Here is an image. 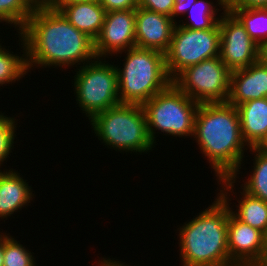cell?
I'll list each match as a JSON object with an SVG mask.
<instances>
[{"mask_svg":"<svg viewBox=\"0 0 267 266\" xmlns=\"http://www.w3.org/2000/svg\"><path fill=\"white\" fill-rule=\"evenodd\" d=\"M26 45L28 69L71 67L97 58L94 40L74 27L58 10L35 7L19 32Z\"/></svg>","mask_w":267,"mask_h":266,"instance_id":"cell-1","label":"cell"},{"mask_svg":"<svg viewBox=\"0 0 267 266\" xmlns=\"http://www.w3.org/2000/svg\"><path fill=\"white\" fill-rule=\"evenodd\" d=\"M6 234L4 233L3 266H37L32 253L19 241Z\"/></svg>","mask_w":267,"mask_h":266,"instance_id":"cell-24","label":"cell"},{"mask_svg":"<svg viewBox=\"0 0 267 266\" xmlns=\"http://www.w3.org/2000/svg\"><path fill=\"white\" fill-rule=\"evenodd\" d=\"M219 22L211 29L192 30L176 24L165 53L166 69L173 80L185 68L219 56Z\"/></svg>","mask_w":267,"mask_h":266,"instance_id":"cell-9","label":"cell"},{"mask_svg":"<svg viewBox=\"0 0 267 266\" xmlns=\"http://www.w3.org/2000/svg\"><path fill=\"white\" fill-rule=\"evenodd\" d=\"M225 8H267V0H225Z\"/></svg>","mask_w":267,"mask_h":266,"instance_id":"cell-28","label":"cell"},{"mask_svg":"<svg viewBox=\"0 0 267 266\" xmlns=\"http://www.w3.org/2000/svg\"><path fill=\"white\" fill-rule=\"evenodd\" d=\"M234 183L232 178L218 180L222 189L211 206L178 228L182 266H235L229 259L227 245L229 205L232 204L229 194L235 189Z\"/></svg>","mask_w":267,"mask_h":266,"instance_id":"cell-3","label":"cell"},{"mask_svg":"<svg viewBox=\"0 0 267 266\" xmlns=\"http://www.w3.org/2000/svg\"><path fill=\"white\" fill-rule=\"evenodd\" d=\"M260 59L267 64V42L260 49Z\"/></svg>","mask_w":267,"mask_h":266,"instance_id":"cell-34","label":"cell"},{"mask_svg":"<svg viewBox=\"0 0 267 266\" xmlns=\"http://www.w3.org/2000/svg\"><path fill=\"white\" fill-rule=\"evenodd\" d=\"M106 12L113 10H130L138 7L137 0H99Z\"/></svg>","mask_w":267,"mask_h":266,"instance_id":"cell-27","label":"cell"},{"mask_svg":"<svg viewBox=\"0 0 267 266\" xmlns=\"http://www.w3.org/2000/svg\"><path fill=\"white\" fill-rule=\"evenodd\" d=\"M124 52V68L117 66L120 103L143 105L172 83L164 53L136 46Z\"/></svg>","mask_w":267,"mask_h":266,"instance_id":"cell-4","label":"cell"},{"mask_svg":"<svg viewBox=\"0 0 267 266\" xmlns=\"http://www.w3.org/2000/svg\"><path fill=\"white\" fill-rule=\"evenodd\" d=\"M135 16L136 9L106 12L101 32L94 40L97 58L122 55V52L136 46Z\"/></svg>","mask_w":267,"mask_h":266,"instance_id":"cell-12","label":"cell"},{"mask_svg":"<svg viewBox=\"0 0 267 266\" xmlns=\"http://www.w3.org/2000/svg\"><path fill=\"white\" fill-rule=\"evenodd\" d=\"M58 11L79 31L95 40L104 24L106 10L99 0L62 5Z\"/></svg>","mask_w":267,"mask_h":266,"instance_id":"cell-17","label":"cell"},{"mask_svg":"<svg viewBox=\"0 0 267 266\" xmlns=\"http://www.w3.org/2000/svg\"><path fill=\"white\" fill-rule=\"evenodd\" d=\"M174 0H139L138 7L171 17Z\"/></svg>","mask_w":267,"mask_h":266,"instance_id":"cell-26","label":"cell"},{"mask_svg":"<svg viewBox=\"0 0 267 266\" xmlns=\"http://www.w3.org/2000/svg\"><path fill=\"white\" fill-rule=\"evenodd\" d=\"M241 135L248 147H258L267 136V97L237 106Z\"/></svg>","mask_w":267,"mask_h":266,"instance_id":"cell-16","label":"cell"},{"mask_svg":"<svg viewBox=\"0 0 267 266\" xmlns=\"http://www.w3.org/2000/svg\"><path fill=\"white\" fill-rule=\"evenodd\" d=\"M89 121L98 139L110 149L141 154L154 148L142 105L119 103Z\"/></svg>","mask_w":267,"mask_h":266,"instance_id":"cell-5","label":"cell"},{"mask_svg":"<svg viewBox=\"0 0 267 266\" xmlns=\"http://www.w3.org/2000/svg\"><path fill=\"white\" fill-rule=\"evenodd\" d=\"M21 45H23L22 56L18 54H12L9 49L2 47L0 43V86L12 84L25 77L28 72L26 45L23 37L18 34Z\"/></svg>","mask_w":267,"mask_h":266,"instance_id":"cell-22","label":"cell"},{"mask_svg":"<svg viewBox=\"0 0 267 266\" xmlns=\"http://www.w3.org/2000/svg\"><path fill=\"white\" fill-rule=\"evenodd\" d=\"M258 148L267 151V136L265 140L258 146Z\"/></svg>","mask_w":267,"mask_h":266,"instance_id":"cell-35","label":"cell"},{"mask_svg":"<svg viewBox=\"0 0 267 266\" xmlns=\"http://www.w3.org/2000/svg\"><path fill=\"white\" fill-rule=\"evenodd\" d=\"M105 60L96 58L77 67L79 71L74 76L77 104L89 120L120 103L117 67Z\"/></svg>","mask_w":267,"mask_h":266,"instance_id":"cell-7","label":"cell"},{"mask_svg":"<svg viewBox=\"0 0 267 266\" xmlns=\"http://www.w3.org/2000/svg\"><path fill=\"white\" fill-rule=\"evenodd\" d=\"M93 0H54L50 7L58 10L62 5L71 4V3H80Z\"/></svg>","mask_w":267,"mask_h":266,"instance_id":"cell-30","label":"cell"},{"mask_svg":"<svg viewBox=\"0 0 267 266\" xmlns=\"http://www.w3.org/2000/svg\"><path fill=\"white\" fill-rule=\"evenodd\" d=\"M174 8L171 14V19L176 22V18L179 15H186L189 8L196 2V0H174ZM175 18V19H174Z\"/></svg>","mask_w":267,"mask_h":266,"instance_id":"cell-29","label":"cell"},{"mask_svg":"<svg viewBox=\"0 0 267 266\" xmlns=\"http://www.w3.org/2000/svg\"><path fill=\"white\" fill-rule=\"evenodd\" d=\"M34 6L29 0H0V23L12 24L18 33L32 15ZM17 27V28H16Z\"/></svg>","mask_w":267,"mask_h":266,"instance_id":"cell-23","label":"cell"},{"mask_svg":"<svg viewBox=\"0 0 267 266\" xmlns=\"http://www.w3.org/2000/svg\"><path fill=\"white\" fill-rule=\"evenodd\" d=\"M219 21V57L232 72L260 60L261 47L254 42L240 21L229 11L221 13Z\"/></svg>","mask_w":267,"mask_h":266,"instance_id":"cell-10","label":"cell"},{"mask_svg":"<svg viewBox=\"0 0 267 266\" xmlns=\"http://www.w3.org/2000/svg\"><path fill=\"white\" fill-rule=\"evenodd\" d=\"M199 103L182 92L173 82L142 106L146 115L148 134L156 144L155 131L174 137H193L195 115Z\"/></svg>","mask_w":267,"mask_h":266,"instance_id":"cell-6","label":"cell"},{"mask_svg":"<svg viewBox=\"0 0 267 266\" xmlns=\"http://www.w3.org/2000/svg\"><path fill=\"white\" fill-rule=\"evenodd\" d=\"M178 22L171 17L141 7L136 8V47L166 53L170 47L174 28Z\"/></svg>","mask_w":267,"mask_h":266,"instance_id":"cell-13","label":"cell"},{"mask_svg":"<svg viewBox=\"0 0 267 266\" xmlns=\"http://www.w3.org/2000/svg\"><path fill=\"white\" fill-rule=\"evenodd\" d=\"M0 169V218L4 219L19 212L33 201L32 187L14 169ZM33 197V198H32Z\"/></svg>","mask_w":267,"mask_h":266,"instance_id":"cell-15","label":"cell"},{"mask_svg":"<svg viewBox=\"0 0 267 266\" xmlns=\"http://www.w3.org/2000/svg\"><path fill=\"white\" fill-rule=\"evenodd\" d=\"M172 82L199 104L225 103L230 94L231 71L218 56L185 68Z\"/></svg>","mask_w":267,"mask_h":266,"instance_id":"cell-8","label":"cell"},{"mask_svg":"<svg viewBox=\"0 0 267 266\" xmlns=\"http://www.w3.org/2000/svg\"><path fill=\"white\" fill-rule=\"evenodd\" d=\"M267 97V64L261 59L250 66L231 72L228 103L238 105Z\"/></svg>","mask_w":267,"mask_h":266,"instance_id":"cell-14","label":"cell"},{"mask_svg":"<svg viewBox=\"0 0 267 266\" xmlns=\"http://www.w3.org/2000/svg\"><path fill=\"white\" fill-rule=\"evenodd\" d=\"M193 137L201 153L208 157L216 180L232 178L237 182L244 151L249 149L241 135L237 107L228 102L201 103L195 115Z\"/></svg>","mask_w":267,"mask_h":266,"instance_id":"cell-2","label":"cell"},{"mask_svg":"<svg viewBox=\"0 0 267 266\" xmlns=\"http://www.w3.org/2000/svg\"><path fill=\"white\" fill-rule=\"evenodd\" d=\"M243 25L250 38L262 47L267 42V8H226Z\"/></svg>","mask_w":267,"mask_h":266,"instance_id":"cell-19","label":"cell"},{"mask_svg":"<svg viewBox=\"0 0 267 266\" xmlns=\"http://www.w3.org/2000/svg\"><path fill=\"white\" fill-rule=\"evenodd\" d=\"M15 120V118L7 117L0 112V167L9 157L8 155L12 153L11 150L14 147L15 130H17V121Z\"/></svg>","mask_w":267,"mask_h":266,"instance_id":"cell-25","label":"cell"},{"mask_svg":"<svg viewBox=\"0 0 267 266\" xmlns=\"http://www.w3.org/2000/svg\"><path fill=\"white\" fill-rule=\"evenodd\" d=\"M103 260V261H102ZM121 261H115L114 258L111 260V258L107 259V258H101V261L99 260V262L97 263L99 266H127L125 265V263L121 262ZM100 263V264H99ZM129 266V265H128Z\"/></svg>","mask_w":267,"mask_h":266,"instance_id":"cell-31","label":"cell"},{"mask_svg":"<svg viewBox=\"0 0 267 266\" xmlns=\"http://www.w3.org/2000/svg\"><path fill=\"white\" fill-rule=\"evenodd\" d=\"M227 245L229 259L235 266H267V236L238 220L230 206Z\"/></svg>","mask_w":267,"mask_h":266,"instance_id":"cell-11","label":"cell"},{"mask_svg":"<svg viewBox=\"0 0 267 266\" xmlns=\"http://www.w3.org/2000/svg\"><path fill=\"white\" fill-rule=\"evenodd\" d=\"M240 193L242 197L237 200L239 204L236 205L235 211L232 210V206L230 207L231 213L241 222L260 230L267 236V202L244 191Z\"/></svg>","mask_w":267,"mask_h":266,"instance_id":"cell-18","label":"cell"},{"mask_svg":"<svg viewBox=\"0 0 267 266\" xmlns=\"http://www.w3.org/2000/svg\"><path fill=\"white\" fill-rule=\"evenodd\" d=\"M249 151L255 153L254 166L250 177L240 187L247 194L267 202V151L258 147H250Z\"/></svg>","mask_w":267,"mask_h":266,"instance_id":"cell-21","label":"cell"},{"mask_svg":"<svg viewBox=\"0 0 267 266\" xmlns=\"http://www.w3.org/2000/svg\"><path fill=\"white\" fill-rule=\"evenodd\" d=\"M54 0H29L34 7L51 6Z\"/></svg>","mask_w":267,"mask_h":266,"instance_id":"cell-32","label":"cell"},{"mask_svg":"<svg viewBox=\"0 0 267 266\" xmlns=\"http://www.w3.org/2000/svg\"><path fill=\"white\" fill-rule=\"evenodd\" d=\"M217 2L218 3L216 5H213V1L210 2L208 0H196V2L192 4L186 13L189 14V19H191L190 22L188 20L187 22H183V20H181L182 24L180 23L178 25L192 30L213 28L221 18V15L216 17V13L221 11L217 5L221 7L223 11L226 10L225 0H217Z\"/></svg>","mask_w":267,"mask_h":266,"instance_id":"cell-20","label":"cell"},{"mask_svg":"<svg viewBox=\"0 0 267 266\" xmlns=\"http://www.w3.org/2000/svg\"><path fill=\"white\" fill-rule=\"evenodd\" d=\"M3 253H4V233L0 232V266H3L4 263Z\"/></svg>","mask_w":267,"mask_h":266,"instance_id":"cell-33","label":"cell"}]
</instances>
